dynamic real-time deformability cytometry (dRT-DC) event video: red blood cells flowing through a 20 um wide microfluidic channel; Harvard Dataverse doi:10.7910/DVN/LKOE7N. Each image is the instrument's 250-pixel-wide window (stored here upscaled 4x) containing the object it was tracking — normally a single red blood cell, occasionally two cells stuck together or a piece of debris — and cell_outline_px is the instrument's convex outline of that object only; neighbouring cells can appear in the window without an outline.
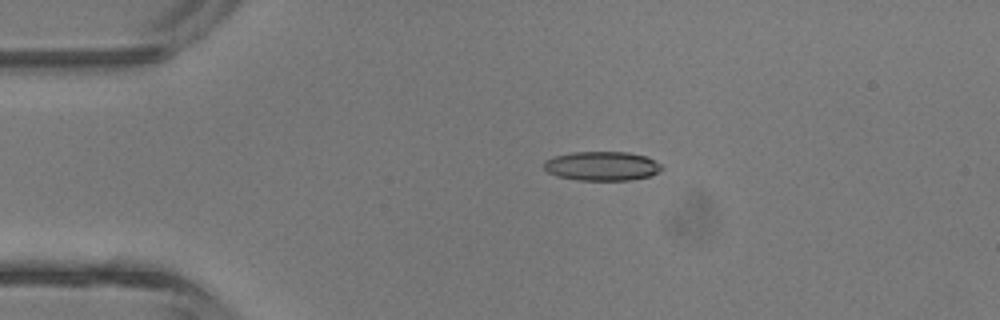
{"species": "common noctule bat (a hibernating species)", "species_latin": "Nyctalus noctula", "temperature_condition": "room temperature", "stored_images_in_passage": 4, "camera_frame_rate_fps": 3000, "um_per_image_px": 0.085, "animal": {"sex": "male", "body_mass_g": 13.3}, "frame": {"image": 1, "passage_image": 3, "time_ms": 2.333, "image_size_px": [1000, 320], "cell_outline_px": [[664, 168], [652, 176], [632, 180], [580, 180], [556, 176], [548, 172], [544, 168], [544, 160], [552, 156], [572, 152], [628, 152], [644, 156], [660, 164]], "centroid_in_image_um": [51.15, 14.11], "position_along_channel_um": 33.9, "area_um2": 20.11}}